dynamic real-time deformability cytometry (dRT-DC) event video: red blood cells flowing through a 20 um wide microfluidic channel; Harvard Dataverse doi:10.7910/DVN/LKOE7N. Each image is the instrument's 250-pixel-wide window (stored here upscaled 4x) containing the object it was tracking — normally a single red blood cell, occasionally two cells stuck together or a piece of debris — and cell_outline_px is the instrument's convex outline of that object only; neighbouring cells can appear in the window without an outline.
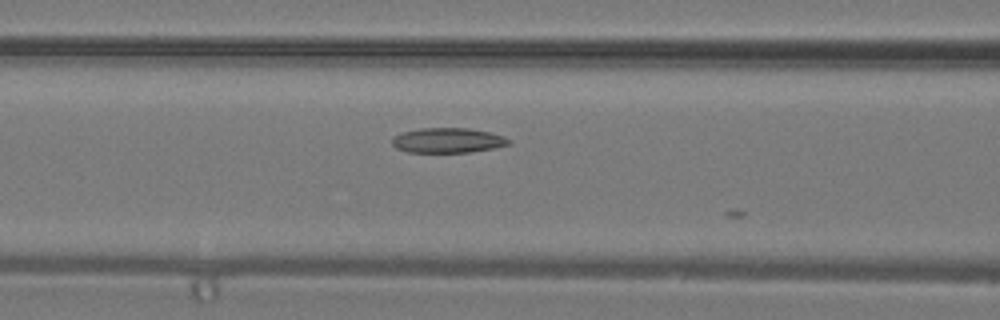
{"species": "common noctule bat (a hibernating species)", "species_latin": "Nyctalus noctula", "temperature_condition": "warm", "stored_images_in_passage": 19, "camera_frame_rate_fps": 3000, "um_per_image_px": 0.085, "animal": {"sex": "male", "body_mass_g": 19.2, "forearm_length_mm": 51.8}, "frame": {"image": 1, "passage_image": 18, "time_ms": 5.667, "image_size_px": [1000, 320], "cell_outline_px": [[512, 144], [472, 152], [408, 152], [396, 148], [392, 144], [392, 136], [404, 132], [420, 128], [468, 128], [488, 132], [504, 136], [512, 140]], "centroid_in_image_um": [38.08, 11.93], "position_along_channel_um": 128.5, "area_um2": 16.99}}